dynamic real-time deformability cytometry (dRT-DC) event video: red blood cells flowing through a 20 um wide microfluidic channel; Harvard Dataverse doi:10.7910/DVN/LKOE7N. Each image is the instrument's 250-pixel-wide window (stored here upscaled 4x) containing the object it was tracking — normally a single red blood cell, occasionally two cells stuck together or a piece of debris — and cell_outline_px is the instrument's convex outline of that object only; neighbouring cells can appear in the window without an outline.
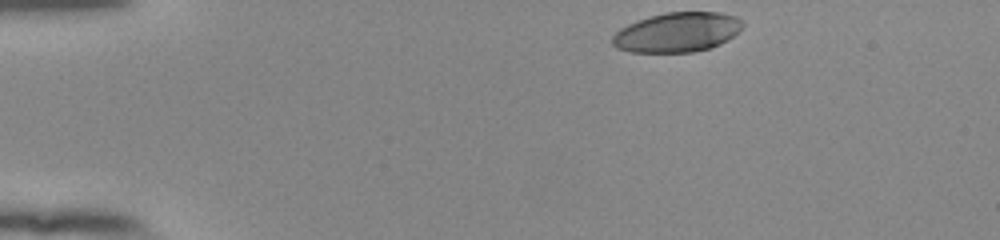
{"species": "human", "species_latin": "Homo sapiens", "temperature_condition": "room temperature", "stored_images_in_passage": 39, "camera_frame_rate_fps": 3000, "um_per_image_px": 0.085, "donor": {"sex": "female"}, "frame": {"image": 1, "passage_image": 1, "time_ms": 0.0, "image_size_px": [1000, 240], "cell_outline_px": [[744, 24], [732, 36], [720, 44], [708, 48], [692, 52], [628, 52], [616, 48], [612, 44], [612, 36], [620, 28], [628, 24], [664, 12], [720, 12], [736, 16], [744, 20]], "centroid_in_image_um": [57.55, 2.74], "position_along_channel_um": 27.5, "area_um2": 30.0}}
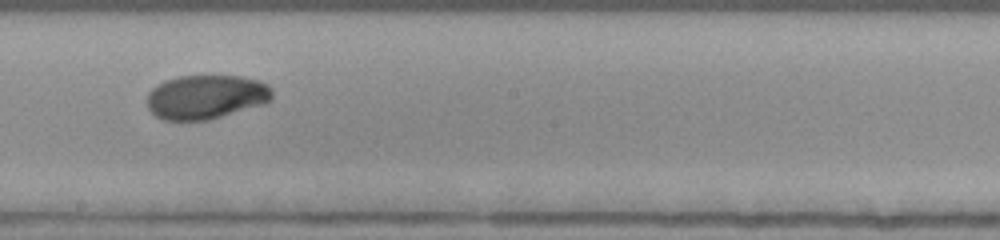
{"frame": {"image": 2, "passage_image": 23, "time_ms": 7.333, "image_size_px": [1000, 240], "cell_outline_px": [[272, 100], [264, 104], [208, 120], [164, 120], [156, 116], [148, 108], [148, 92], [156, 84], [164, 80], [176, 76], [240, 76], [260, 80], [268, 84], [272, 88]], "centroid_in_image_um": [17.52, 8.23], "position_along_channel_um": 230.7, "area_um2": 32.43}}
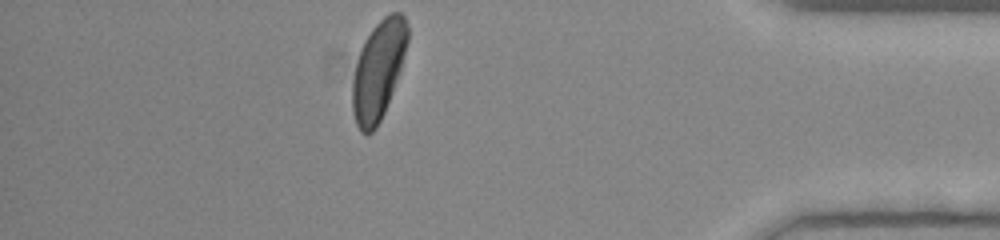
{"frame": {"image": 3, "passage_image": 39, "time_ms": 12.667, "image_size_px": [1000, 240], "cell_outline_px": [[408, 40], [400, 68], [396, 80], [384, 112], [376, 128], [368, 136], [360, 132], [356, 124], [352, 108], [352, 80], [360, 48], [364, 40], [372, 28], [384, 16], [392, 12], [400, 12], [404, 16], [408, 24]], "centroid_in_image_um": [32.14, 5.96], "position_along_channel_um": 403.1, "area_um2": 31.62}, "authors_computed_cell_mechanics": {"area_um2": 32.5414, "velocity_mm_per_s": 3.8803, "shape_relaxation_time_tau1_ms": 4.0284, "shape_relaxation_time_tau2_ms": null, "deformation_change_tau1": 0.1654, "deformation_change_tau2": null}}